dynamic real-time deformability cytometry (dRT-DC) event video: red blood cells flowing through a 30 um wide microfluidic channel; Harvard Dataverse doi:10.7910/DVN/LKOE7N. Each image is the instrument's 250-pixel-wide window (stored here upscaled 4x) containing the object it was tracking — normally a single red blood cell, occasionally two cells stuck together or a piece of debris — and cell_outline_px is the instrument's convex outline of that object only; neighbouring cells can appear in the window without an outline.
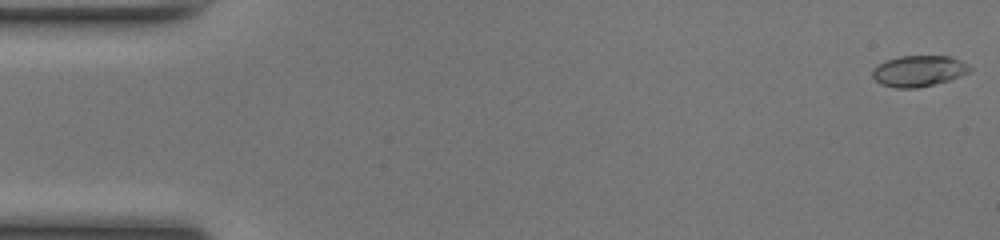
{"species": "common noctule bat (a hibernating species)", "species_latin": "Nyctalus noctula", "temperature_condition": "room temperature", "stored_images_in_passage": 47, "camera_frame_rate_fps": 3000, "um_per_image_px": 0.085, "animal": {"sex": "female", "body_mass_g": 17.0, "forearm_length_mm": 48.0}, "frame": {"image": 1, "passage_image": 1, "time_ms": 0.0, "image_size_px": [1000, 240], "cell_outline_px": [[972, 68], [968, 72], [948, 80], [916, 88], [896, 88], [880, 84], [872, 76], [872, 68], [884, 60], [900, 56], [948, 56], [960, 60]], "centroid_in_image_um": [78.02, 6.02], "position_along_channel_um": 7.0, "area_um2": 17.46}}
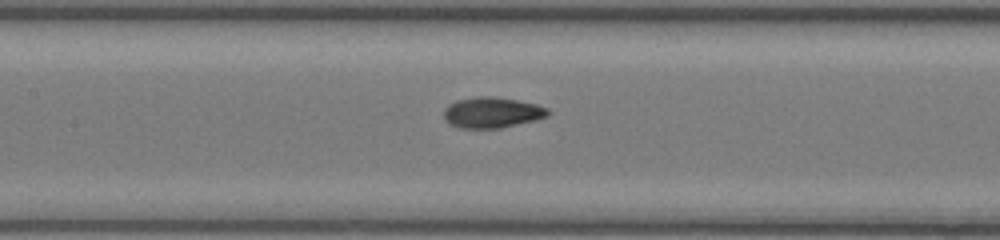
{"frame": {"image": 2, "passage_image": 23, "time_ms": 7.333, "image_size_px": [1000, 240], "cell_outline_px": [[552, 112], [548, 116], [500, 128], [460, 128], [448, 124], [444, 120], [444, 108], [448, 104], [456, 100], [476, 96], [492, 96], [516, 100], [536, 104], [548, 108]], "centroid_in_image_um": [41.78, 9.56], "position_along_channel_um": 165.6, "area_um2": 18.73}}
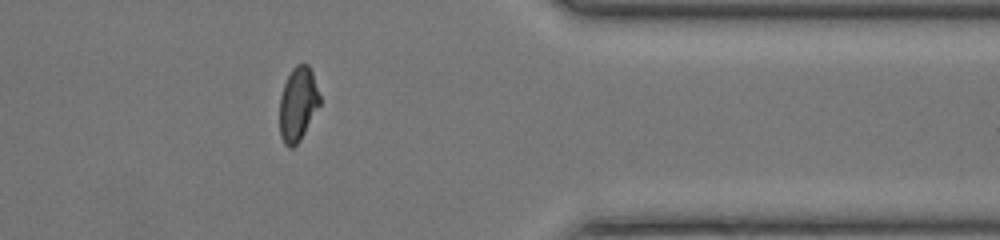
{"frame": {"image": 3, "passage_image": 40, "time_ms": 13.0, "image_size_px": [1000, 240], "cell_outline_px": [[320, 104], [300, 140], [292, 148], [288, 148], [284, 144], [280, 136], [280, 96], [284, 84], [292, 68], [296, 64], [308, 64], [312, 72], [320, 96]], "centroid_in_image_um": [25.31, 8.85], "position_along_channel_um": 386.1, "area_um2": 17.22}, "authors_computed_cell_mechanics": {"area_um2": 17.7446, "velocity_mm_per_s": 4.2223, "shape_relaxation_time_tau1_ms": 4.9622, "shape_relaxation_time_tau2_ms": 1.2036, "deformation_change_tau1": 0.1774, "deformation_change_tau2": 0.0667}}